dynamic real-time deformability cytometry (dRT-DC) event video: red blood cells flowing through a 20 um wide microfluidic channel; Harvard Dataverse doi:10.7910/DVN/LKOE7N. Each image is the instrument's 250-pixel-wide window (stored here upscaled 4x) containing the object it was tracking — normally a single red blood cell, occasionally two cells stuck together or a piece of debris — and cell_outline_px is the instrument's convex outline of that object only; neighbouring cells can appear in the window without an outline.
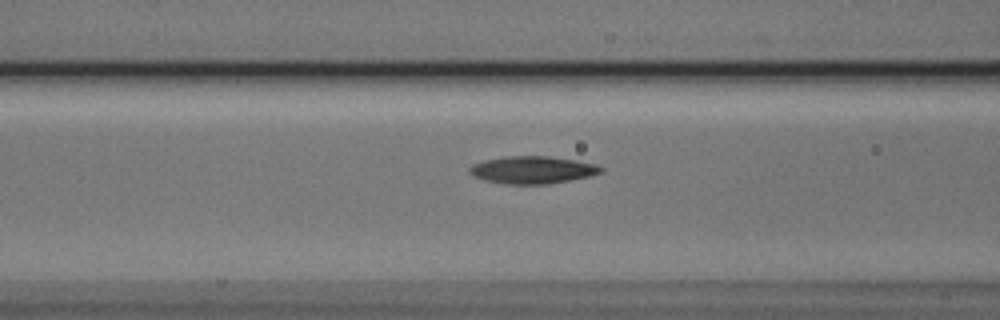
{"species": "Egyptian fruit bat (a non-hibernating species)", "species_latin": "Rousettus aegyptiacus", "temperature_condition": "cold", "stored_images_in_passage": 8, "camera_frame_rate_fps": 3000, "um_per_image_px": 0.085, "animal": {"sex": "male"}, "frame": {"image": 1, "passage_image": 6, "time_ms": 1.667, "image_size_px": [1000, 320], "cell_outline_px": [[604, 168], [600, 172], [588, 176], [548, 184], [504, 184], [484, 180], [468, 172], [468, 168], [472, 164], [484, 160], [504, 156], [548, 156], [596, 164]], "centroid_in_image_um": [45.2, 14.44], "position_along_channel_um": 121.4, "area_um2": 20.81}}